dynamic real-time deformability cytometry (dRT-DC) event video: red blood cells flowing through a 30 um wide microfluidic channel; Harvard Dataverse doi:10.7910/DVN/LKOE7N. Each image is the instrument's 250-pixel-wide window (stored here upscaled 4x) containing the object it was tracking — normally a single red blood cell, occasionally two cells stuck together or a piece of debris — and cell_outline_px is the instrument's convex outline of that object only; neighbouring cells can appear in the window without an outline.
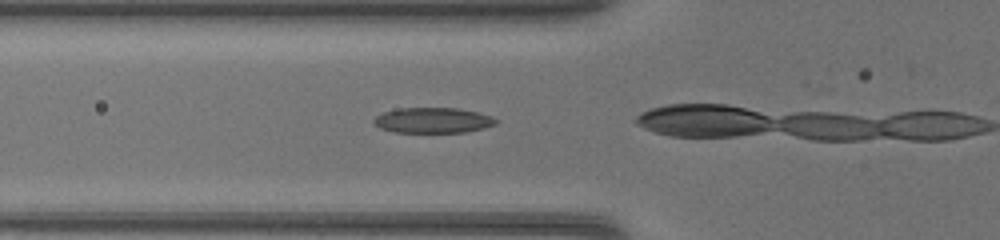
{"species": "common noctule bat (a hibernating species)", "species_latin": "Nyctalus noctula", "temperature_condition": "warm", "stored_images_in_passage": 12, "camera_frame_rate_fps": 3000, "um_per_image_px": 0.085, "animal": {"sex": "female", "body_mass_g": 17.0, "forearm_length_mm": 48.0}, "frame": {"image": 1, "passage_image": 11, "time_ms": 3.333, "image_size_px": [1000, 240], "cell_outline_px": [[500, 120], [496, 124], [484, 128], [464, 132], [396, 132], [380, 128], [372, 120], [376, 116], [384, 112], [400, 108], [456, 108], [476, 112], [492, 116]], "centroid_in_image_um": [36.83, 10.22], "position_along_channel_um": 89.0, "area_um2": 17.98}}